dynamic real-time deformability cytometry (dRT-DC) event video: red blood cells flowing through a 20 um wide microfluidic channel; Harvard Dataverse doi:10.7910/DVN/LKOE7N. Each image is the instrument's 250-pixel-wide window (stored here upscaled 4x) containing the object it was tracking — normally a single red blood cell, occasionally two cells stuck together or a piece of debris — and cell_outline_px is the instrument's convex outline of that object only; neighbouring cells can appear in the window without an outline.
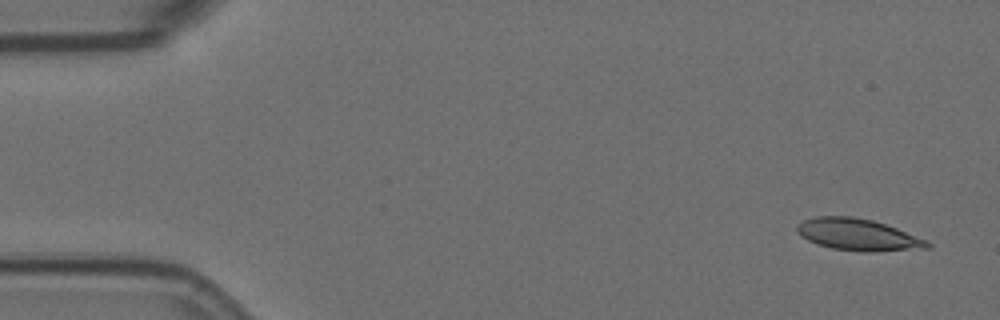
{"species": "Egyptian fruit bat (a non-hibernating species)", "species_latin": "Rousettus aegyptiacus", "temperature_condition": "room temperature", "stored_images_in_passage": 5, "camera_frame_rate_fps": 3000, "um_per_image_px": 0.085, "animal": {"sex": "female"}, "frame": {"image": 1, "passage_image": 1, "time_ms": 0.0, "image_size_px": [1000, 320], "cell_outline_px": [[932, 248], [872, 252], [860, 252], [832, 248], [816, 244], [800, 236], [796, 232], [796, 224], [804, 220], [816, 216], [852, 216], [872, 220], [896, 228], [928, 240], [932, 244]], "centroid_in_image_um": [72.93, 19.96], "position_along_channel_um": 12.1, "area_um2": 24.39}}
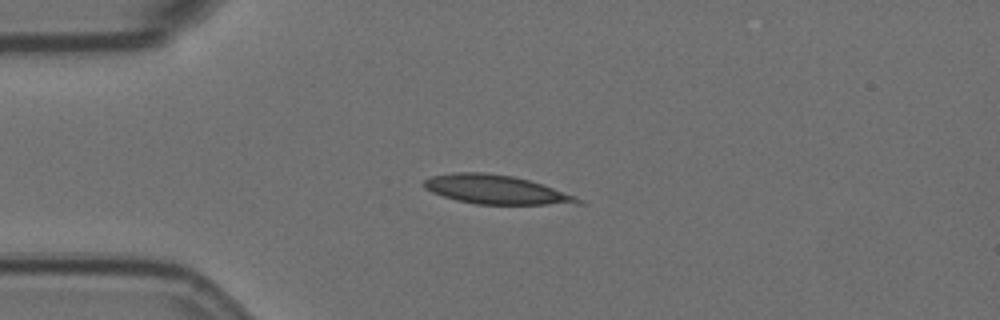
{"frame": {"image": 2, "passage_image": 4, "time_ms": 1.0, "image_size_px": [1000, 320], "cell_outline_px": [[588, 204], [476, 204], [456, 200], [432, 192], [424, 188], [424, 180], [432, 176], [456, 172], [484, 172], [512, 176], [528, 180], [576, 196], [584, 200]], "centroid_in_image_um": [42.18, 16.12], "position_along_channel_um": 42.8, "area_um2": 25.72}}